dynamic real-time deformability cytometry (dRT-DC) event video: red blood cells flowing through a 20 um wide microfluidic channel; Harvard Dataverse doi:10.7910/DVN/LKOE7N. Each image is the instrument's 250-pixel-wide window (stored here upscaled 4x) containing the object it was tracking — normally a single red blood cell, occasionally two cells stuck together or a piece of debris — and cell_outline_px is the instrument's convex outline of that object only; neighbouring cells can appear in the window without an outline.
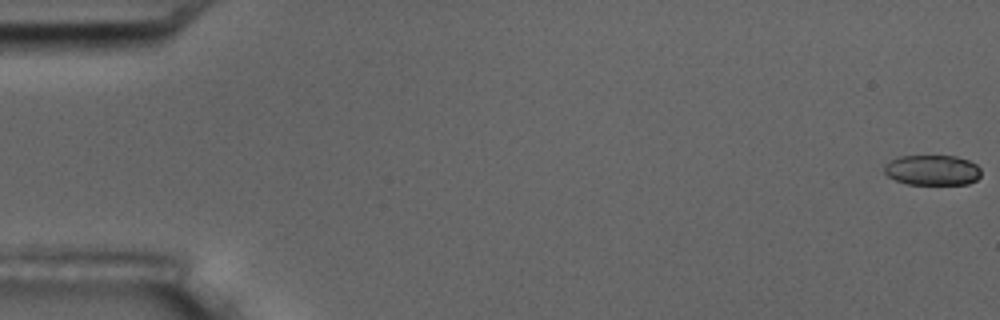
{"species": "common noctule bat (a hibernating species)", "species_latin": "Nyctalus noctula", "temperature_condition": "room temperature", "stored_images_in_passage": 7, "camera_frame_rate_fps": 3000, "um_per_image_px": 0.085, "animal": {"sex": "male", "body_mass_g": 17.5, "forearm_length_mm": 52.3}, "frame": {"image": 1, "passage_image": 1, "time_ms": 0.0, "image_size_px": [1000, 320], "cell_outline_px": [[980, 176], [976, 180], [968, 184], [908, 184], [896, 180], [888, 176], [884, 172], [884, 164], [900, 156], [956, 156], [968, 160], [976, 164], [980, 168]], "centroid_in_image_um": [79.25, 14.46], "position_along_channel_um": 5.7, "area_um2": 17.05}}
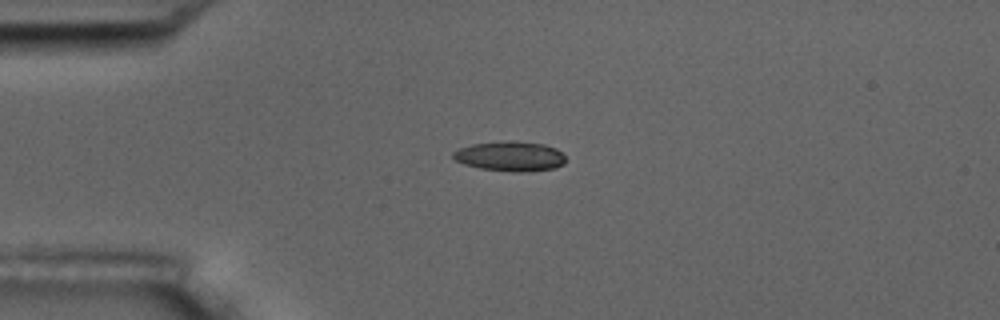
{"frame": {"image": 2, "passage_image": 5, "time_ms": 4.667, "image_size_px": [1000, 320], "cell_outline_px": [[564, 164], [556, 168], [528, 172], [512, 172], [480, 168], [464, 164], [456, 160], [452, 156], [452, 152], [460, 148], [472, 144], [544, 144], [556, 148], [564, 156]], "centroid_in_image_um": [43.38, 13.35], "position_along_channel_um": 41.6, "area_um2": 18.61}}